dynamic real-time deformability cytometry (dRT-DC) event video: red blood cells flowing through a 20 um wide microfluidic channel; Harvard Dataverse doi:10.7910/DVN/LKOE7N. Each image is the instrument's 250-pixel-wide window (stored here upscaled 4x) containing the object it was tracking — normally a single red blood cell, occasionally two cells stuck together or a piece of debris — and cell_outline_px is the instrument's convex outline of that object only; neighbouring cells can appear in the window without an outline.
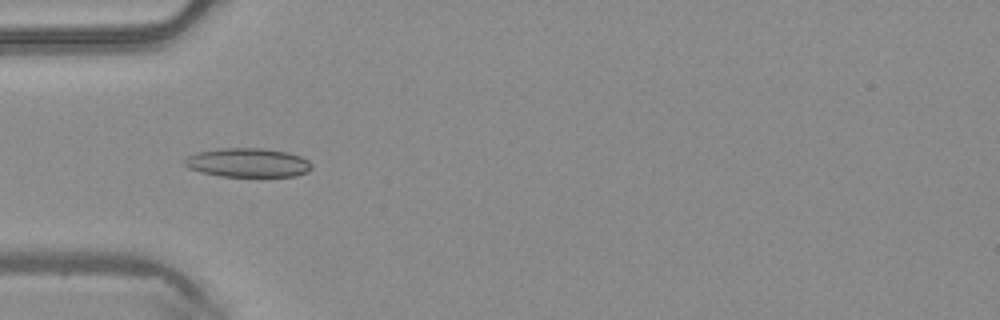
{"species": "common noctule bat (a hibernating species)", "species_latin": "Nyctalus noctula", "temperature_condition": "warm", "stored_images_in_passage": 8, "camera_frame_rate_fps": 3000, "um_per_image_px": 0.085, "animal": {"sex": "male", "body_mass_g": 20.4}, "frame": {"image": 1, "passage_image": 5, "time_ms": 1.333, "image_size_px": [1000, 320], "cell_outline_px": [[312, 168], [308, 172], [296, 176], [220, 176], [200, 172], [188, 168], [184, 164], [184, 160], [188, 156], [196, 152], [220, 148], [264, 148], [288, 152], [300, 156], [308, 160], [312, 164]], "centroid_in_image_um": [21.07, 13.82], "position_along_channel_um": 63.9, "area_um2": 21.62}}